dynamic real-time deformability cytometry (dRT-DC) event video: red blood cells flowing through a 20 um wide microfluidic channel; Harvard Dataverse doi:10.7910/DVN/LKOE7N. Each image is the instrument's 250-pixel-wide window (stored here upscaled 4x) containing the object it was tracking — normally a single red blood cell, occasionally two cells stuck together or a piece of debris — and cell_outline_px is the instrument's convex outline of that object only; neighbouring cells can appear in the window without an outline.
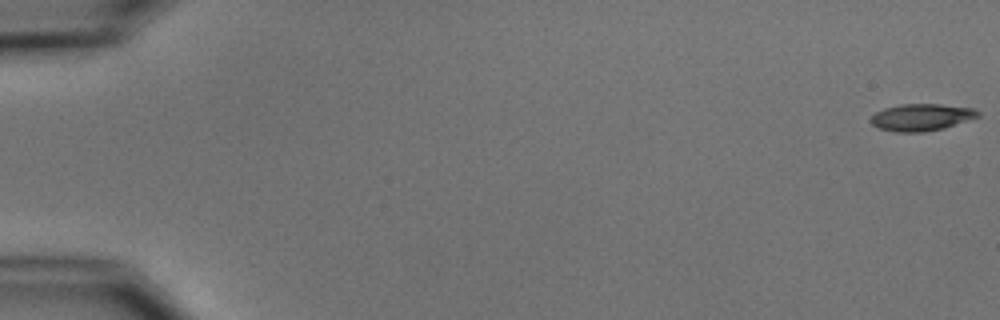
{"species": "common noctule bat (a hibernating species)", "species_latin": "Nyctalus noctula", "temperature_condition": "cold", "stored_images_in_passage": 8, "camera_frame_rate_fps": 3000, "um_per_image_px": 0.085, "animal": {"sex": "male", "body_mass_g": 15.6}, "frame": {"image": 1, "passage_image": 1, "time_ms": 0.0, "image_size_px": [1000, 320], "cell_outline_px": [[980, 116], [944, 128], [924, 132], [896, 132], [880, 128], [872, 124], [868, 120], [876, 112], [884, 108], [900, 104], [940, 104], [972, 108], [980, 112]], "centroid_in_image_um": [78.31, 9.96], "position_along_channel_um": 6.7, "area_um2": 16.82}}